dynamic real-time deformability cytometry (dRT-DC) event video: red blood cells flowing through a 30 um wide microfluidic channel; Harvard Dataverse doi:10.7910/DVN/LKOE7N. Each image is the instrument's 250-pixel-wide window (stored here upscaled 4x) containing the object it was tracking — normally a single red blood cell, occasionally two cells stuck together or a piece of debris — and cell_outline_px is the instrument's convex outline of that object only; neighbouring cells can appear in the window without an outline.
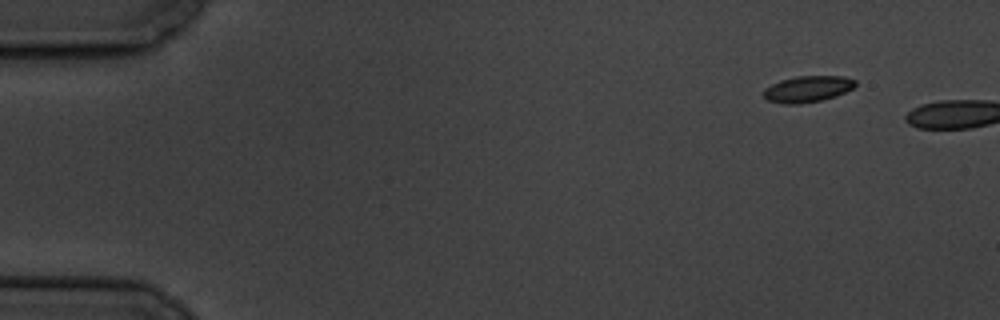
{"species": "common noctule bat (a hibernating species)", "species_latin": "Nyctalus noctula", "temperature_condition": "cold", "stored_images_in_passage": 6, "segment_of_instrument_passage": [1, 2], "camera_frame_rate_fps": 3000, "um_per_image_px": 0.085, "animal": {"sex": "male", "body_mass_g": 19.5, "forearm_length_mm": 54.6}, "frame": {"image": 1, "passage_image": 1, "time_ms": 0.0, "image_size_px": [1000, 320], "cell_outline_px": [[856, 84], [852, 88], [836, 96], [820, 100], [800, 104], [784, 104], [768, 100], [764, 96], [764, 88], [780, 80], [796, 76], [844, 76], [856, 80]], "centroid_in_image_um": [68.64, 7.56], "position_along_channel_um": 16.4, "area_um2": 13.99}}
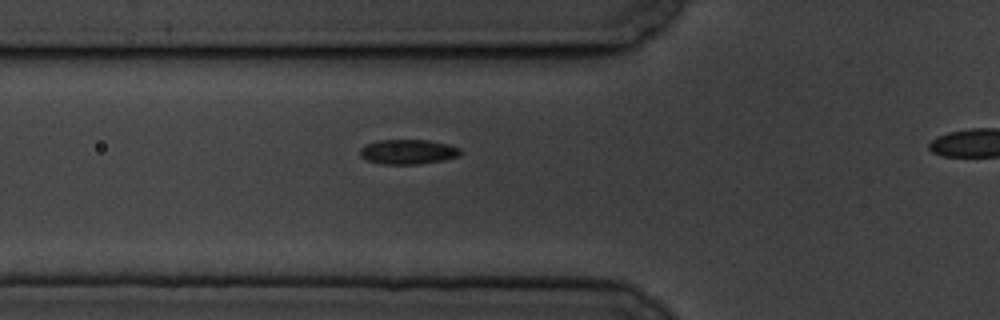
{"frame": {"image": 2, "passage_image": 5, "time_ms": 5.333, "image_size_px": [1000, 320], "cell_outline_px": [[460, 156], [444, 160], [420, 164], [380, 164], [368, 160], [360, 156], [360, 148], [364, 144], [380, 140], [428, 140], [448, 144], [460, 148]], "centroid_in_image_um": [34.67, 12.9], "position_along_channel_um": 91.1, "area_um2": 14.57}}